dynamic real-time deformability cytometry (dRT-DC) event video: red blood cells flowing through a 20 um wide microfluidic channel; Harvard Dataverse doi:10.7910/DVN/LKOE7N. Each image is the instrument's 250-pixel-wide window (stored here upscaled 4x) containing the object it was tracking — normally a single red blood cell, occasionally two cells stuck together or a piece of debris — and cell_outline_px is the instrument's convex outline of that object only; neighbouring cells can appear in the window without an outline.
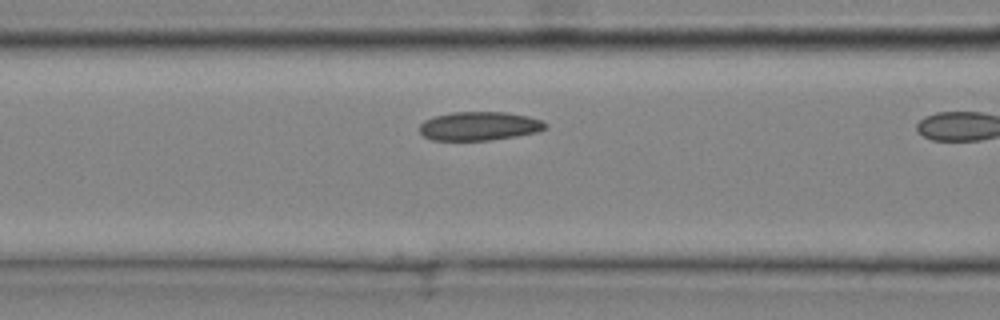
{"species": "common noctule bat (a hibernating species)", "species_latin": "Nyctalus noctula", "temperature_condition": "cold", "stored_images_in_passage": 11, "camera_frame_rate_fps": 3000, "um_per_image_px": 0.085, "animal": {"sex": "male", "body_mass_g": 20.4}, "frame": {"image": 1, "passage_image": 10, "time_ms": 3.0, "image_size_px": [1000, 320], "cell_outline_px": [[548, 128], [540, 132], [516, 136], [488, 140], [432, 140], [424, 136], [420, 132], [420, 124], [424, 120], [436, 116], [452, 112], [508, 112], [528, 116], [540, 120], [548, 124]], "centroid_in_image_um": [40.78, 10.71], "position_along_channel_um": 125.8, "area_um2": 21.15}}